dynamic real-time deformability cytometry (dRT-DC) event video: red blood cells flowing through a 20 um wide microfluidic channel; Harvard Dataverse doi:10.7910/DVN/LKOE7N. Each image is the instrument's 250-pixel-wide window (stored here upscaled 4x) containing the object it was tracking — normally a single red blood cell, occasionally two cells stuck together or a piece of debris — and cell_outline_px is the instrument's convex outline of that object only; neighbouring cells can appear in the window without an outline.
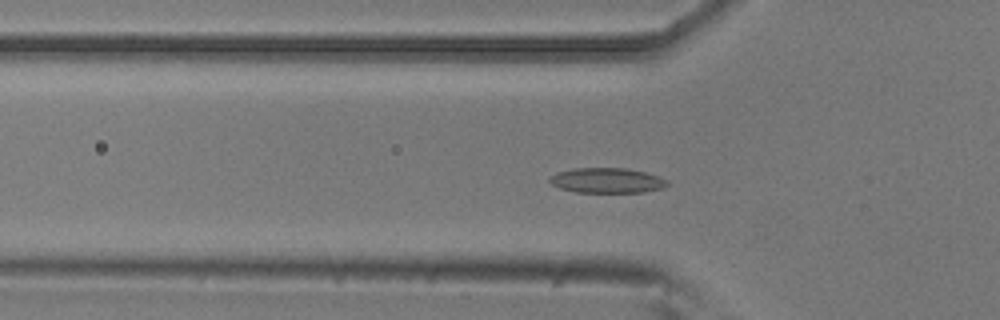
{"species": "common noctule bat (a hibernating species)", "species_latin": "Nyctalus noctula", "temperature_condition": "room temperature", "stored_images_in_passage": 52, "camera_frame_rate_fps": 3000, "um_per_image_px": 0.085, "animal": {"sex": "male", "body_mass_g": 20.5, "forearm_length_mm": 52.5}, "frame": {"image": 1, "passage_image": 16, "time_ms": 5.0, "image_size_px": [1000, 320], "cell_outline_px": [[668, 184], [660, 188], [644, 192], [576, 192], [560, 188], [552, 184], [548, 180], [548, 176], [572, 168], [628, 168], [644, 172], [668, 180]], "centroid_in_image_um": [51.55, 15.33], "position_along_channel_um": 74.2, "area_um2": 17.05}}
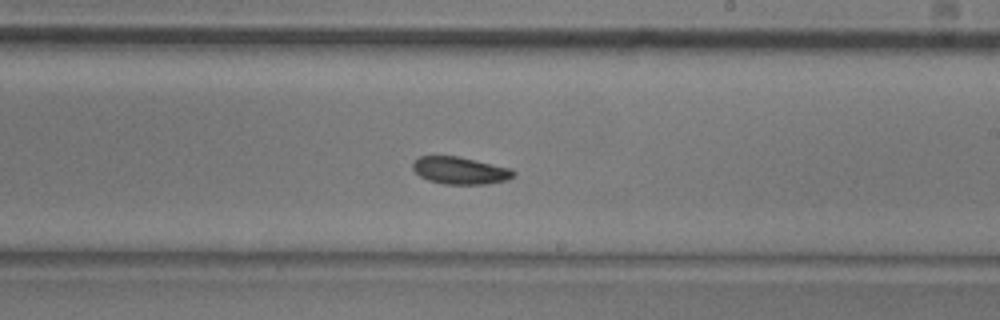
{"frame": {"image": 2, "passage_image": 30, "time_ms": 9.667, "image_size_px": [1000, 320], "cell_outline_px": [[516, 172], [508, 180], [488, 184], [444, 184], [428, 180], [420, 176], [412, 168], [412, 164], [420, 156], [460, 156], [512, 168]], "centroid_in_image_um": [39.14, 14.49], "position_along_channel_um": 249.9, "area_um2": 16.13}}
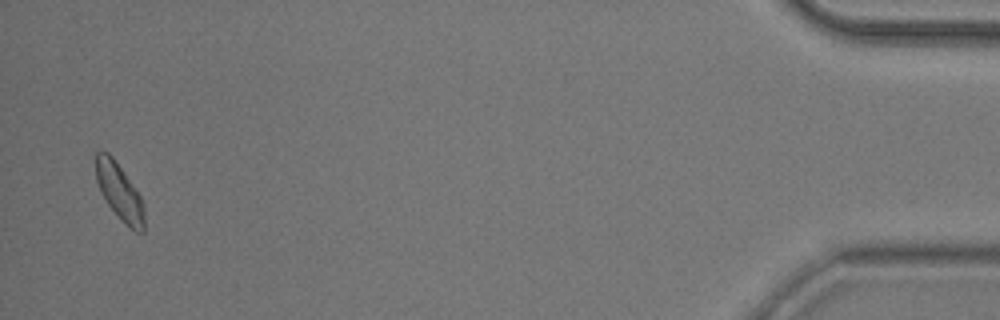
{"frame": {"image": 3, "passage_image": 51, "time_ms": 16.667, "image_size_px": [1000, 320], "cell_outline_px": [[144, 232], [136, 232], [128, 228], [108, 204], [100, 192], [96, 180], [96, 152], [108, 152], [112, 156], [140, 196], [144, 204]], "centroid_in_image_um": [10.16, 16.34], "position_along_channel_um": 425.0, "area_um2": 15.72}, "authors_computed_cell_mechanics": {"area_um2": 16.2996, "velocity_mm_per_s": 3.7541, "shape_relaxation_time_tau1_ms": 5.2597, "shape_relaxation_time_tau2_ms": 6.5942, "deformation_change_tau1": 0.1119, "deformation_change_tau2": 0.1007}}